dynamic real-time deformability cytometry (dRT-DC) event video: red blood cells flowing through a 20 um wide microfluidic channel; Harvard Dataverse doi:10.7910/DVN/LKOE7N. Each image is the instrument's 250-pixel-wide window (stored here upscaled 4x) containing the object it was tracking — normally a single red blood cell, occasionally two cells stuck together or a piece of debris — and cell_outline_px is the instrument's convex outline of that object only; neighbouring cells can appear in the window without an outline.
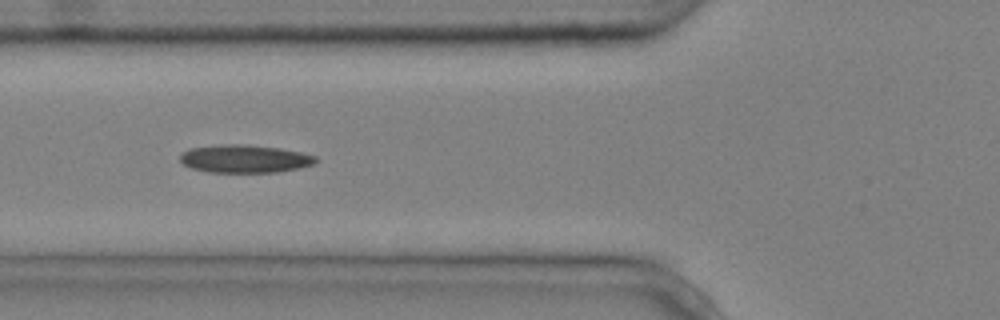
{"species": "common noctule bat (a hibernating species)", "species_latin": "Nyctalus noctula", "temperature_condition": "cold", "stored_images_in_passage": 5, "camera_frame_rate_fps": 3000, "um_per_image_px": 0.085, "animal": {"sex": "male", "body_mass_g": 20.4}, "frame": {"image": 1, "passage_image": 2, "time_ms": 0.333, "image_size_px": [1000, 320], "cell_outline_px": [[316, 160], [312, 164], [300, 168], [276, 172], [208, 172], [192, 168], [184, 164], [180, 160], [180, 152], [188, 148], [224, 144], [244, 144], [280, 148], [300, 152], [316, 156]], "centroid_in_image_um": [20.76, 13.49], "position_along_channel_um": 105.0, "area_um2": 22.08}}
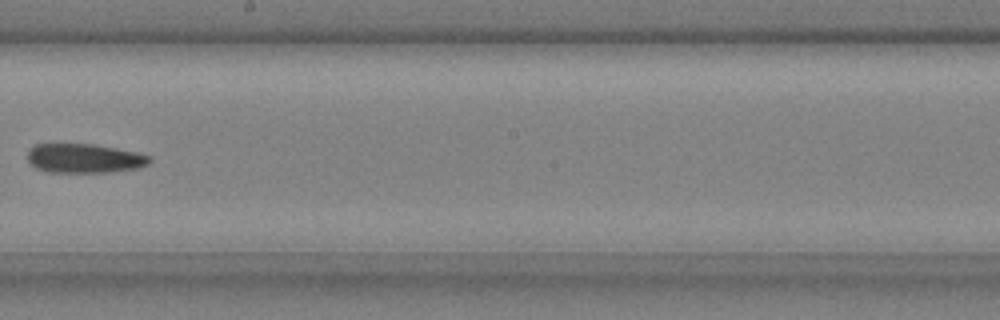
{"frame": {"image": 2, "passage_image": 5, "time_ms": 1.333, "image_size_px": [1000, 320], "cell_outline_px": [[152, 160], [148, 164], [140, 168], [108, 172], [48, 172], [36, 168], [28, 160], [28, 148], [36, 144], [92, 144], [116, 148], [136, 152], [152, 156]], "centroid_in_image_um": [7.19, 13.46], "position_along_channel_um": 241.0, "area_um2": 20.87}}